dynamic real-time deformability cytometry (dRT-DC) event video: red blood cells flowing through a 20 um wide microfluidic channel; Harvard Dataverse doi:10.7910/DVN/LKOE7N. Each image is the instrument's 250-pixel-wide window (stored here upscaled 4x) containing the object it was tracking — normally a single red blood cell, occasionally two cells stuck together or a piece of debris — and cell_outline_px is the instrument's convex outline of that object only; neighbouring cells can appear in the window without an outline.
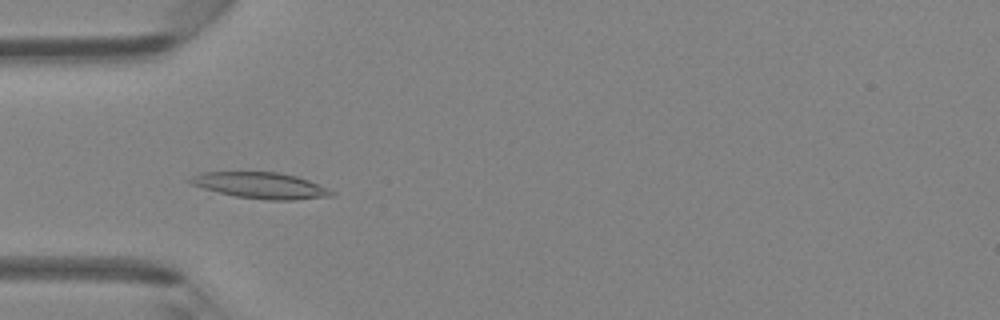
{"species": "Egyptian fruit bat (a non-hibernating species)", "species_latin": "Rousettus aegyptiacus", "temperature_condition": "room temperature", "stored_images_in_passage": 44, "camera_frame_rate_fps": 3000, "um_per_image_px": 0.085, "animal": {"sex": "female"}, "frame": {"image": 1, "passage_image": 12, "time_ms": 3.667, "image_size_px": [1000, 320], "cell_outline_px": [[312, 196], [244, 196], [224, 192], [212, 188], [224, 172], [268, 172], [288, 176], [312, 184]], "centroid_in_image_um": [22.29, 15.7], "position_along_channel_um": 62.7, "area_um2": 14.16}}
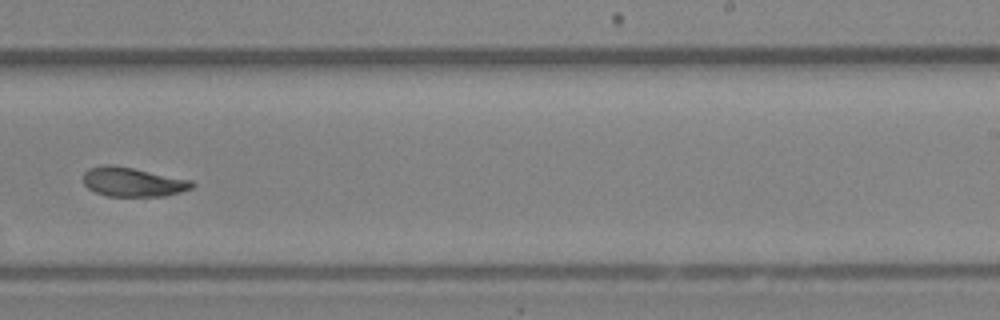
{"frame": {"image": 2, "passage_image": 27, "time_ms": 8.667, "image_size_px": [1000, 320], "cell_outline_px": [[192, 184], [188, 188], [172, 192], [140, 196], [116, 196], [100, 192], [92, 188], [84, 180], [84, 176], [88, 172], [96, 168], [128, 168]], "centroid_in_image_um": [11.14, 15.51], "position_along_channel_um": 277.9, "area_um2": 15.14}}
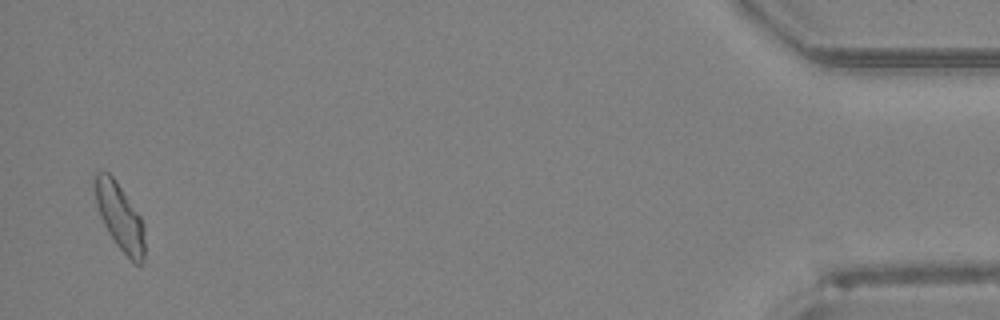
{"frame": {"image": 3, "passage_image": 43, "time_ms": 14.0, "image_size_px": [1000, 320], "cell_outline_px": [[144, 252], [128, 252], [116, 240], [108, 228], [100, 208], [96, 192], [96, 180], [108, 176], [116, 184], [140, 220], [144, 244]], "centroid_in_image_um": [10.17, 18.35], "position_along_channel_um": 425.0, "area_um2": 14.8}}